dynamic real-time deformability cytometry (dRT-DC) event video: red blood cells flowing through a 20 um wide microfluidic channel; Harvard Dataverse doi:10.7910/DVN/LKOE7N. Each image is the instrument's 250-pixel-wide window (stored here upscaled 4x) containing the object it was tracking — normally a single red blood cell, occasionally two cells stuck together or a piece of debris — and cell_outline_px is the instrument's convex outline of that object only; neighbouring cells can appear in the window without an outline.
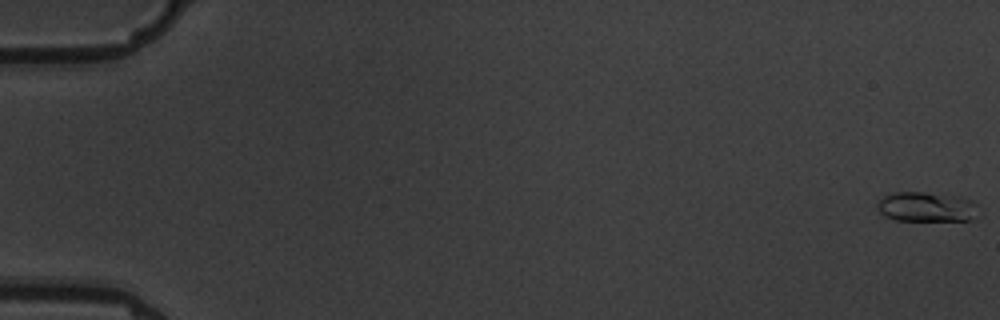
{"species": "common noctule bat (a hibernating species)", "species_latin": "Nyctalus noctula", "temperature_condition": "warm", "stored_images_in_passage": 7, "camera_frame_rate_fps": 3000, "um_per_image_px": 0.085, "animal": {"sex": "male", "body_mass_g": 19.5, "forearm_length_mm": 54.6}, "frame": {"image": 1, "passage_image": 1, "time_ms": 0.0, "image_size_px": [1000, 320], "cell_outline_px": [[976, 204], [968, 220], [896, 220], [884, 216], [880, 212], [876, 204], [884, 196], [892, 192], [924, 192], [960, 196], [972, 200]], "centroid_in_image_um": [78.65, 17.56], "position_along_channel_um": 6.3, "area_um2": 17.17}}